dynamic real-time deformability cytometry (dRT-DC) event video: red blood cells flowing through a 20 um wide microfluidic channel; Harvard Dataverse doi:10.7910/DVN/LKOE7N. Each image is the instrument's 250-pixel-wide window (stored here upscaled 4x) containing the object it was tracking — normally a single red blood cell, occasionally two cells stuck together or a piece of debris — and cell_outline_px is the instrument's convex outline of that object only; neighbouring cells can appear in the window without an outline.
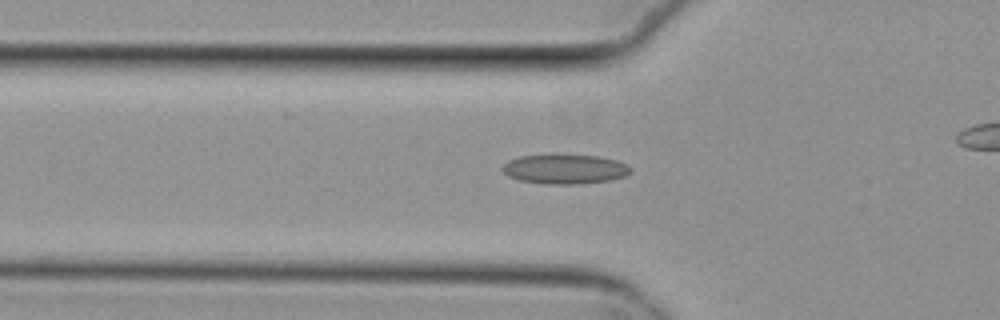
{"species": "common noctule bat (a hibernating species)", "species_latin": "Nyctalus noctula", "temperature_condition": "cold", "stored_images_in_passage": 44, "camera_frame_rate_fps": 3000, "um_per_image_px": 0.085, "animal": {"sex": "female", "body_mass_g": 29.2, "forearm_length_mm": 56.3}, "frame": {"image": 1, "passage_image": 16, "time_ms": 5.0, "image_size_px": [1000, 320], "cell_outline_px": [[632, 172], [624, 176], [608, 180], [580, 184], [544, 184], [520, 180], [508, 176], [500, 168], [508, 160], [520, 156], [596, 156], [616, 160], [628, 164], [632, 168]], "centroid_in_image_um": [48.02, 14.39], "position_along_channel_um": 77.8, "area_um2": 21.73}}
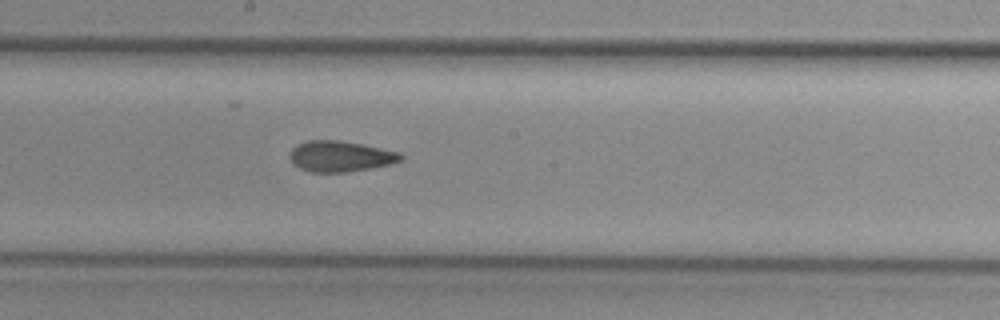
{"frame": {"image": 2, "passage_image": 27, "time_ms": 8.667, "image_size_px": [1000, 320], "cell_outline_px": [[404, 160], [388, 164], [368, 168], [344, 172], [312, 172], [300, 168], [288, 156], [292, 148], [296, 144], [308, 140], [340, 140], [400, 152], [404, 156]], "centroid_in_image_um": [28.92, 13.27], "position_along_channel_um": 219.3, "area_um2": 19.71}}
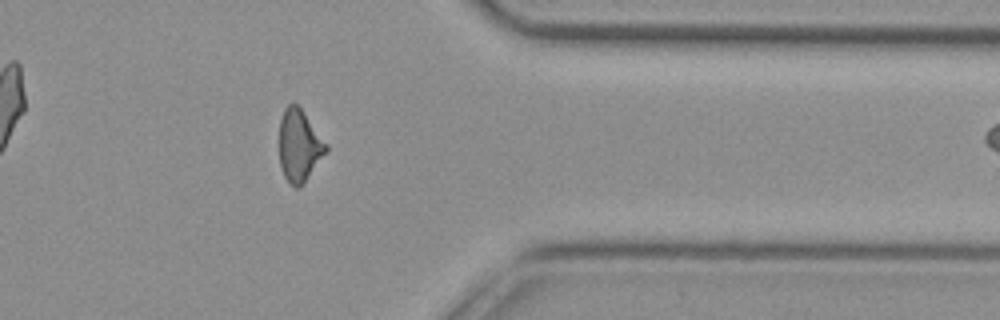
{"frame": {"image": 3, "passage_image": 41, "time_ms": 13.333, "image_size_px": [1000, 320], "cell_outline_px": [[328, 152], [300, 188], [296, 188], [288, 184], [280, 168], [280, 120], [284, 108], [288, 104], [296, 104], [304, 112], [328, 144]], "centroid_in_image_um": [25.46, 12.41], "position_along_channel_um": 385.9, "area_um2": 19.94}}